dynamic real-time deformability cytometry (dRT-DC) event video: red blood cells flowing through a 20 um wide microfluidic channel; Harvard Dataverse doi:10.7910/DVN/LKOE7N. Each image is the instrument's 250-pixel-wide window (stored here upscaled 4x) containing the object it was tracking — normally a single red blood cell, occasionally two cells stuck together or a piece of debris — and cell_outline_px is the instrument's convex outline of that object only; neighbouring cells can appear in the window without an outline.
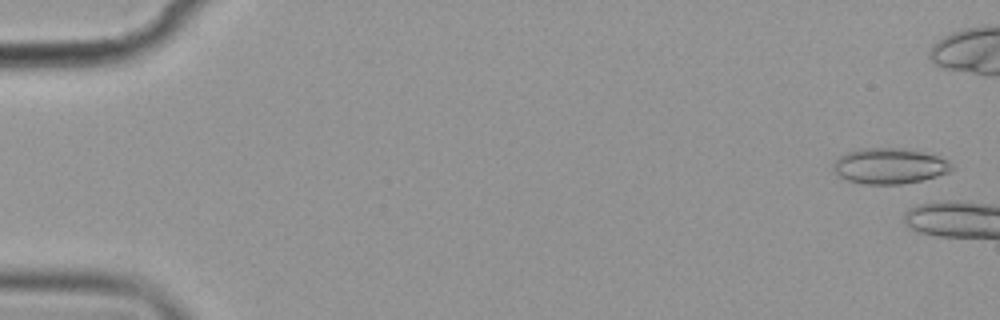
{"species": "common noctule bat (a hibernating species)", "species_latin": "Nyctalus noctula", "temperature_condition": "cold", "stored_images_in_passage": 2, "camera_frame_rate_fps": 3000, "um_per_image_px": 0.085, "animal": {"sex": "female", "body_mass_g": 19.9}, "frame": {"image": 1, "passage_image": 1, "time_ms": 0.0, "image_size_px": [1000, 320], "cell_outline_px": [[952, 168], [948, 172], [936, 176], [920, 180], [900, 184], [868, 184], [848, 180], [840, 176], [832, 168], [832, 164], [840, 156], [848, 152], [860, 148], [904, 148], [924, 152], [948, 160], [952, 164]], "centroid_in_image_um": [75.6, 14.09], "position_along_channel_um": 9.4, "area_um2": 24.33}}